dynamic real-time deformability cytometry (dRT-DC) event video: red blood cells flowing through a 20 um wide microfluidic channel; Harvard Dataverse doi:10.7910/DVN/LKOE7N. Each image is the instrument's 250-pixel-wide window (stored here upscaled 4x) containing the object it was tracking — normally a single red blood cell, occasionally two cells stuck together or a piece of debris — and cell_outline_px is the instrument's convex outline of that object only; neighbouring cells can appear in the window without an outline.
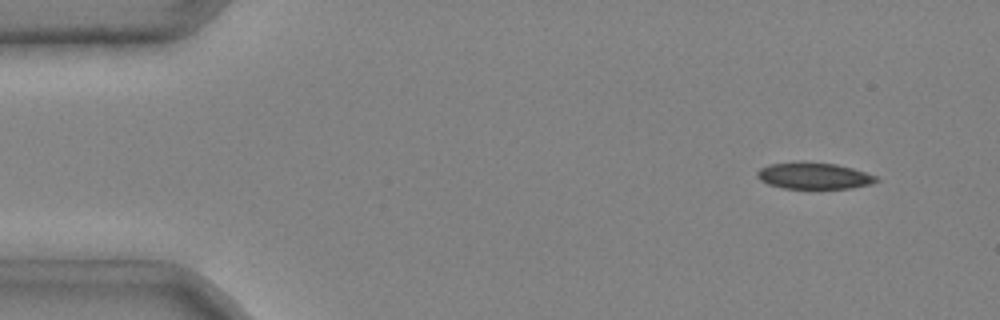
{"species": "common noctule bat (a hibernating species)", "species_latin": "Nyctalus noctula", "temperature_condition": "cold", "stored_images_in_passage": 3, "camera_frame_rate_fps": 3000, "um_per_image_px": 0.085, "animal": {"sex": "male", "body_mass_g": 20.4}, "frame": {"image": 1, "passage_image": 1, "time_ms": 0.0, "image_size_px": [1000, 320], "cell_outline_px": [[880, 180], [872, 184], [852, 188], [784, 188], [768, 184], [760, 180], [756, 176], [756, 172], [760, 168], [768, 164], [836, 164], [852, 168], [876, 176]], "centroid_in_image_um": [69.2, 14.98], "position_along_channel_um": 15.8, "area_um2": 17.69}}